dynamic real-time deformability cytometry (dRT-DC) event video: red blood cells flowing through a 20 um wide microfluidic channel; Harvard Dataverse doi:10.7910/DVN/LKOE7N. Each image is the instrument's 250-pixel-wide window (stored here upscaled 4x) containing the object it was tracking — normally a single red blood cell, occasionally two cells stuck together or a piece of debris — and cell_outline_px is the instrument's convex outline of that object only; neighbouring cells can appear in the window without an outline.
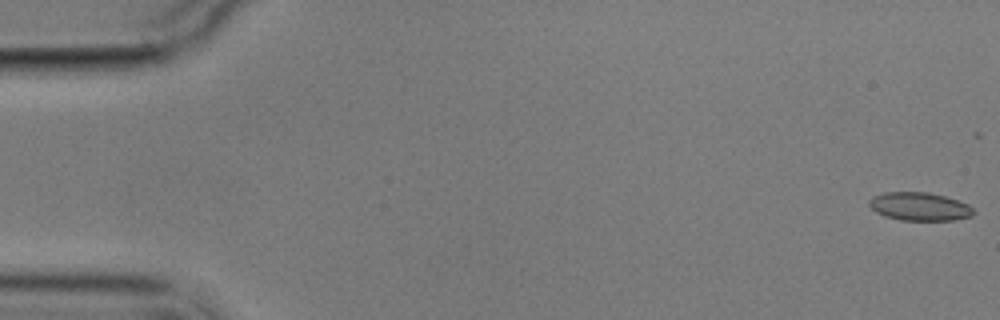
{"species": "common noctule bat (a hibernating species)", "species_latin": "Nyctalus noctula", "temperature_condition": "cold", "stored_images_in_passage": 4, "camera_frame_rate_fps": 3000, "um_per_image_px": 0.085, "animal": {"sex": "male", "body_mass_g": 17.9}, "frame": {"image": 1, "passage_image": 1, "time_ms": 0.0, "image_size_px": [1000, 320], "cell_outline_px": [[976, 212], [972, 216], [952, 220], [900, 220], [884, 216], [876, 212], [868, 204], [868, 200], [872, 196], [884, 192], [928, 192], [944, 196], [968, 204]], "centroid_in_image_um": [78.13, 17.55], "position_along_channel_um": 6.9, "area_um2": 17.22}}